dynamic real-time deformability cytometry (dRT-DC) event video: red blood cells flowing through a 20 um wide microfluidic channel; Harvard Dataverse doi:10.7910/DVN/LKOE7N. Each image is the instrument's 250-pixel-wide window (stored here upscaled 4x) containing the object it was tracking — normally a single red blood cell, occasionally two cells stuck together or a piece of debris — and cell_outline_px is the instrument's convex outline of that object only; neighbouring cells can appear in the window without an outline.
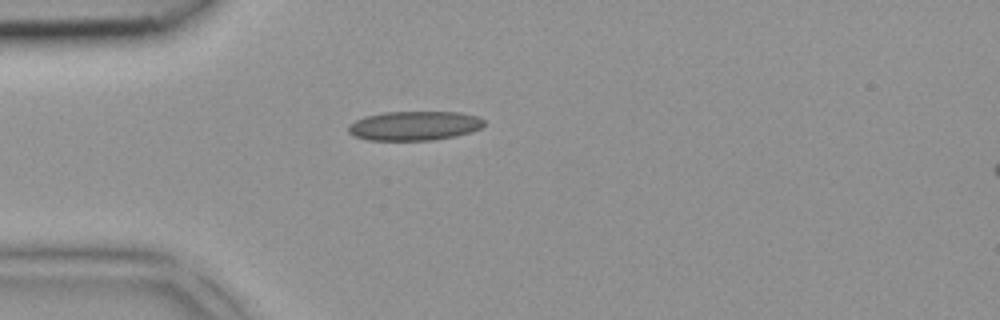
{"species": "common noctule bat (a hibernating species)", "species_latin": "Nyctalus noctula", "temperature_condition": "room temperature", "stored_images_in_passage": 2, "segment_of_instrument_passage": [1, 2], "camera_frame_rate_fps": 3000, "um_per_image_px": 0.085, "animal": {"sex": "female", "body_mass_g": 18.4}, "frame": {"image": 1, "passage_image": 1, "time_ms": 0.0, "image_size_px": [1000, 320], "cell_outline_px": [[484, 124], [480, 128], [456, 136], [432, 140], [368, 140], [356, 136], [348, 132], [348, 124], [364, 116], [384, 112], [460, 112], [480, 116], [484, 120]], "centroid_in_image_um": [35.22, 10.68], "position_along_channel_um": 49.8, "area_um2": 23.18}}